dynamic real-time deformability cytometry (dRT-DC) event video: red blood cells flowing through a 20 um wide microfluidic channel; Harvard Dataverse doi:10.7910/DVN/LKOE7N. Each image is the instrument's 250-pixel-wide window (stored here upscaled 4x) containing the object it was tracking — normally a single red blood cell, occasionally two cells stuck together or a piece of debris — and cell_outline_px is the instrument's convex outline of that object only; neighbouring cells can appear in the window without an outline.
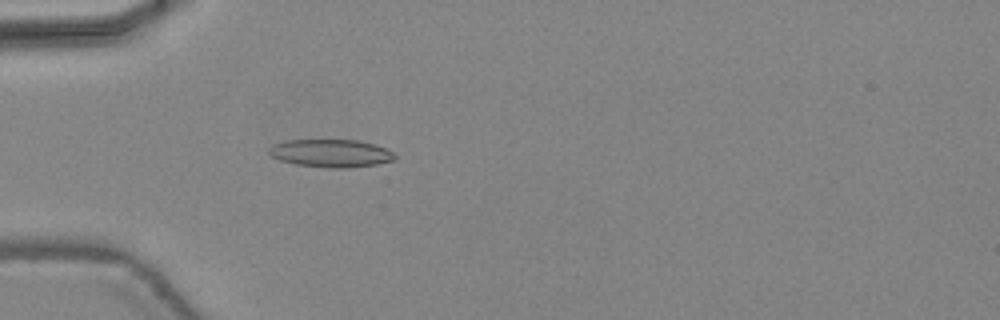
{"species": "common noctule bat (a hibernating species)", "species_latin": "Nyctalus noctula", "temperature_condition": "warm", "stored_images_in_passage": 36, "camera_frame_rate_fps": 3000, "um_per_image_px": 0.085, "animal": {"sex": "female", "body_mass_g": 24.6, "forearm_length_mm": 56.2}, "frame": {"image": 1, "passage_image": 15, "time_ms": 4.667, "image_size_px": [1000, 320], "cell_outline_px": [[396, 160], [376, 164], [348, 168], [332, 168], [296, 164], [280, 160], [272, 156], [268, 152], [268, 148], [272, 144], [288, 140], [356, 140], [372, 144], [384, 148], [392, 152], [396, 156]], "centroid_in_image_um": [28.11, 13.03], "position_along_channel_um": 56.9, "area_um2": 20.29}}
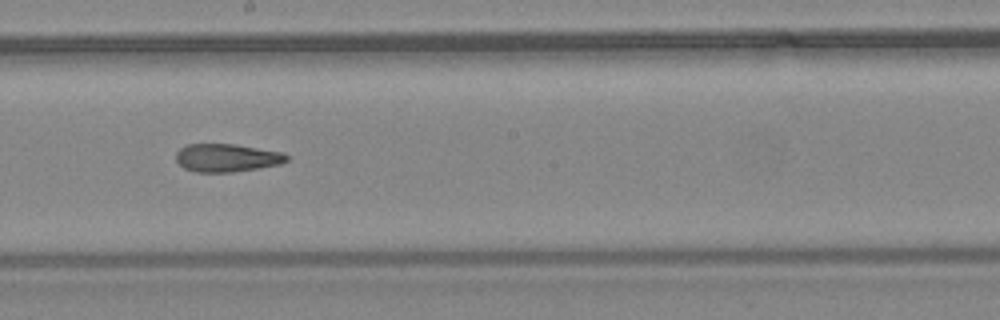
{"frame": {"image": 2, "passage_image": 27, "time_ms": 8.667, "image_size_px": [1000, 320], "cell_outline_px": [[288, 160], [280, 164], [260, 168], [232, 172], [196, 172], [184, 168], [176, 160], [176, 152], [180, 148], [188, 144], [236, 144], [284, 152], [288, 156]], "centroid_in_image_um": [19.3, 13.41], "position_along_channel_um": 228.9, "area_um2": 18.21}}
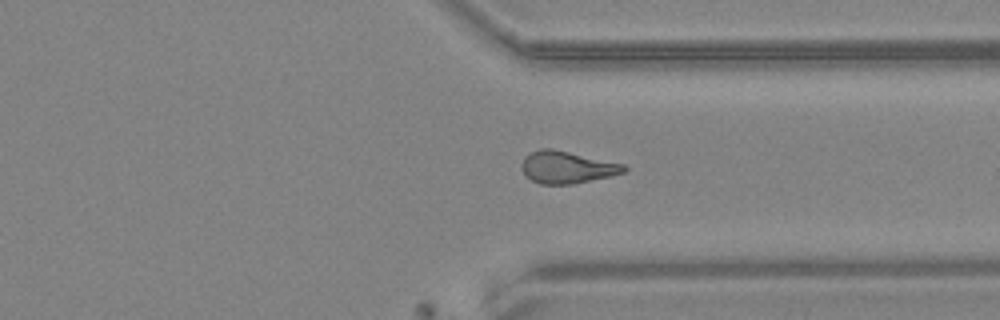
{"frame": {"image": 3, "passage_image": 36, "time_ms": 11.667, "image_size_px": [1000, 320], "cell_outline_px": [[628, 168], [624, 172], [612, 176], [572, 184], [540, 184], [532, 180], [520, 168], [520, 164], [524, 156], [540, 148], [552, 148], [624, 164]], "centroid_in_image_um": [48.18, 14.21], "position_along_channel_um": 363.2, "area_um2": 19.19}}